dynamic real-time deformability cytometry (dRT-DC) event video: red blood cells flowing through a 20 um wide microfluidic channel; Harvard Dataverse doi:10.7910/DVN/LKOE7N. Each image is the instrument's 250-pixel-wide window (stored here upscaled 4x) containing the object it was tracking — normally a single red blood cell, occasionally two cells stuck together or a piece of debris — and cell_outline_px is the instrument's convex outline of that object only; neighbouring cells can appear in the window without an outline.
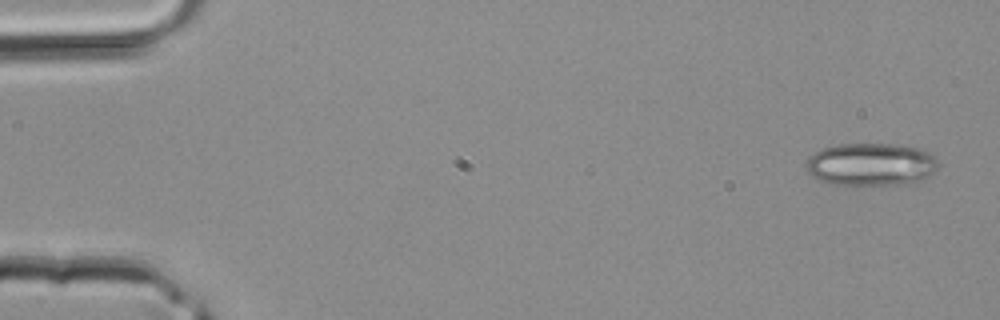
{"species": "common noctule bat (a hibernating species)", "species_latin": "Nyctalus noctula", "temperature_condition": "room temperature", "stored_images_in_passage": 40, "camera_frame_rate_fps": 3000, "um_per_image_px": 0.085, "animal": {"sex": "male", "body_mass_g": 20.4}, "frame": {"image": 1, "passage_image": 1, "time_ms": 0.0, "image_size_px": [1000, 320], "cell_outline_px": [[940, 164], [928, 176], [920, 180], [900, 184], [828, 184], [812, 176], [804, 168], [808, 160], [816, 152], [824, 148], [836, 144], [900, 144], [920, 148], [936, 156]], "centroid_in_image_um": [74.05, 13.95], "position_along_channel_um": 10.9, "area_um2": 32.83}}
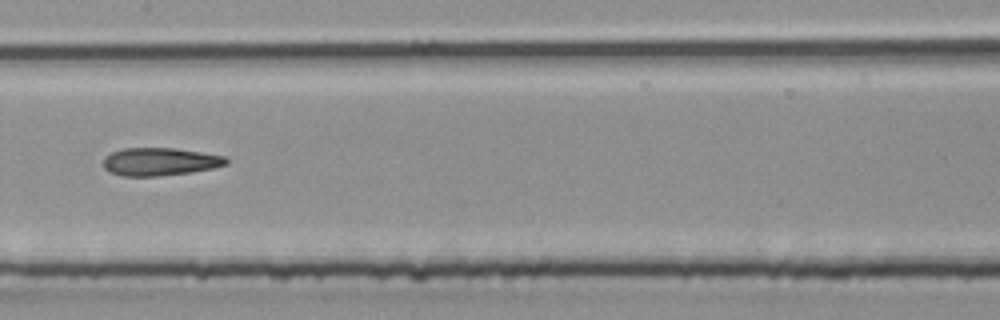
{"frame": {"image": 2, "passage_image": 20, "time_ms": 6.333, "image_size_px": [1000, 320], "cell_outline_px": [[228, 164], [212, 168], [192, 172], [160, 176], [124, 176], [112, 172], [104, 168], [104, 156], [112, 152], [124, 148], [176, 148], [224, 156], [228, 160]], "centroid_in_image_um": [13.6, 13.74], "position_along_channel_um": 193.8, "area_um2": 19.88}}
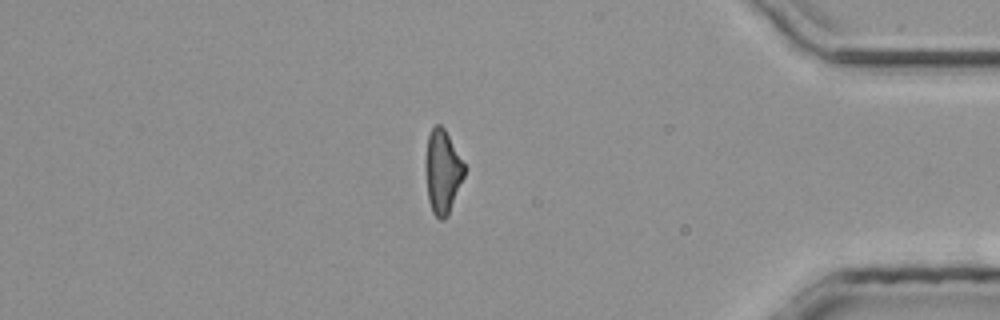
{"frame": {"image": 3, "passage_image": 34, "time_ms": 11.0, "image_size_px": [1000, 320], "cell_outline_px": [[464, 176], [448, 216], [444, 220], [440, 220], [432, 212], [428, 200], [428, 136], [432, 128], [436, 124], [440, 124], [444, 128], [464, 164]], "centroid_in_image_um": [37.65, 14.64], "position_along_channel_um": 397.5, "area_um2": 17.98}}